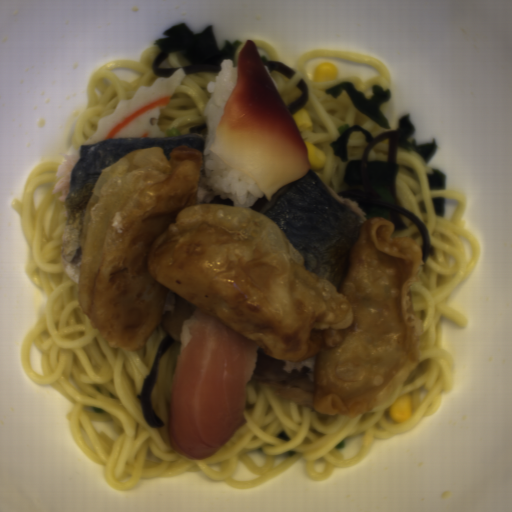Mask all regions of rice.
Masks as SVG:
<instances>
[{"label": "rice", "mask_w": 512, "mask_h": 512, "mask_svg": "<svg viewBox=\"0 0 512 512\" xmlns=\"http://www.w3.org/2000/svg\"><path fill=\"white\" fill-rule=\"evenodd\" d=\"M220 67L217 77L206 82V89L211 96L205 105L203 161L207 182L215 191L227 195L233 206L249 209L265 194L245 175L223 162L211 149L224 109L237 85L239 64L228 58L222 61Z\"/></svg>", "instance_id": "1"}]
</instances>
